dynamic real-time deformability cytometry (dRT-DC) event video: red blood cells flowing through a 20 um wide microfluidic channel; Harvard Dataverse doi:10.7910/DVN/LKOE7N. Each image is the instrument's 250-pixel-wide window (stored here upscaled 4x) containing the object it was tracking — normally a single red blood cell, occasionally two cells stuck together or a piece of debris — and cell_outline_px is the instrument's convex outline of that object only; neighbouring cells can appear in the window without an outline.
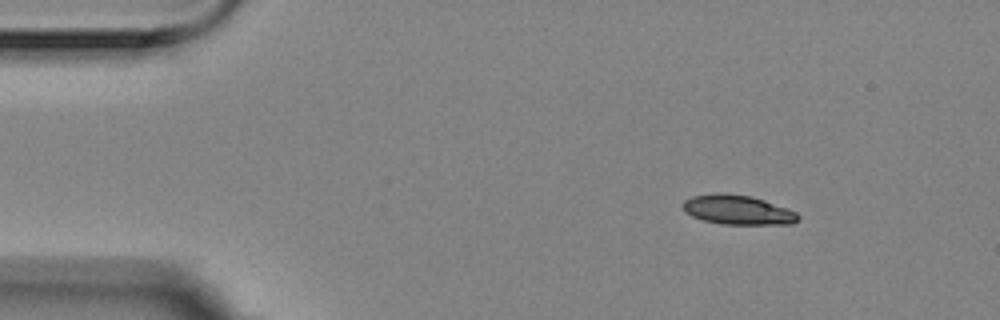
{"species": "Egyptian fruit bat (a non-hibernating species)", "species_latin": "Rousettus aegyptiacus", "temperature_condition": "room temperature", "stored_images_in_passage": 23, "camera_frame_rate_fps": 3000, "um_per_image_px": 0.085, "animal": {"sex": "female"}, "frame": {"image": 1, "passage_image": 1, "time_ms": 0.0, "image_size_px": [1000, 320], "cell_outline_px": [[800, 216], [792, 224], [724, 224], [704, 220], [692, 216], [684, 212], [680, 204], [684, 200], [692, 196], [720, 192], [752, 196], [788, 208], [796, 212]], "centroid_in_image_um": [62.67, 17.82], "position_along_channel_um": 22.3, "area_um2": 19.88}}
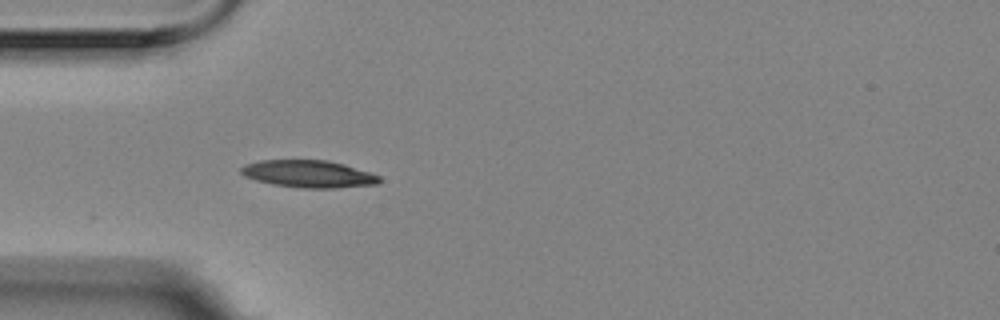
{"frame": {"image": 2, "passage_image": 10, "time_ms": 3.0, "image_size_px": [1000, 320], "cell_outline_px": [[380, 180], [376, 184], [336, 188], [304, 188], [272, 184], [256, 180], [244, 176], [240, 172], [240, 168], [244, 164], [260, 160], [328, 160], [344, 164], [380, 176]], "centroid_in_image_um": [26.18, 14.78], "position_along_channel_um": 58.8, "area_um2": 21.91}}